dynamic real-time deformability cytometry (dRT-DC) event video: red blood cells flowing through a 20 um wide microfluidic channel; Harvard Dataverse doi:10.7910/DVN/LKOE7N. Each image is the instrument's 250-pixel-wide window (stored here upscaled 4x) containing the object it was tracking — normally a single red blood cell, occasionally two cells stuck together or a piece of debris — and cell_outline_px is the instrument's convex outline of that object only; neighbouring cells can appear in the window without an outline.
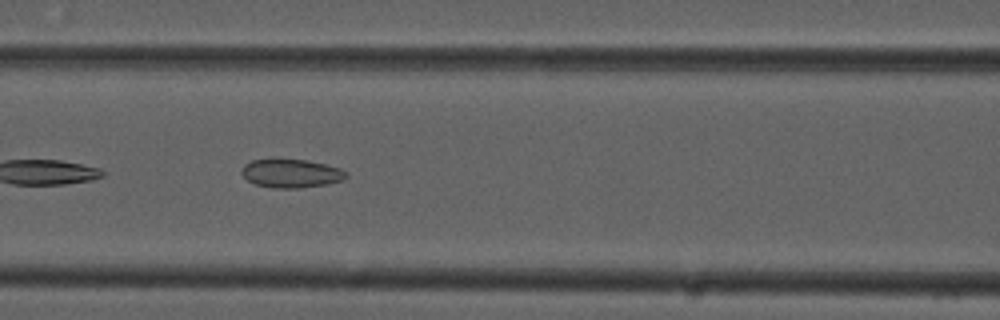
{"species": "common noctule bat (a hibernating species)", "species_latin": "Nyctalus noctula", "temperature_condition": "cold", "stored_images_in_passage": 15, "camera_frame_rate_fps": 3000, "um_per_image_px": 0.085, "animal": {"sex": "male", "forearm_length_mm": 52.5}, "frame": {"image": 1, "passage_image": 13, "time_ms": 4.0, "image_size_px": [1000, 320], "cell_outline_px": [[348, 176], [344, 180], [324, 184], [300, 188], [272, 188], [256, 184], [248, 180], [240, 172], [244, 164], [252, 160], [308, 160], [340, 168], [348, 172]], "centroid_in_image_um": [24.77, 14.74], "position_along_channel_um": 141.8, "area_um2": 17.22}}